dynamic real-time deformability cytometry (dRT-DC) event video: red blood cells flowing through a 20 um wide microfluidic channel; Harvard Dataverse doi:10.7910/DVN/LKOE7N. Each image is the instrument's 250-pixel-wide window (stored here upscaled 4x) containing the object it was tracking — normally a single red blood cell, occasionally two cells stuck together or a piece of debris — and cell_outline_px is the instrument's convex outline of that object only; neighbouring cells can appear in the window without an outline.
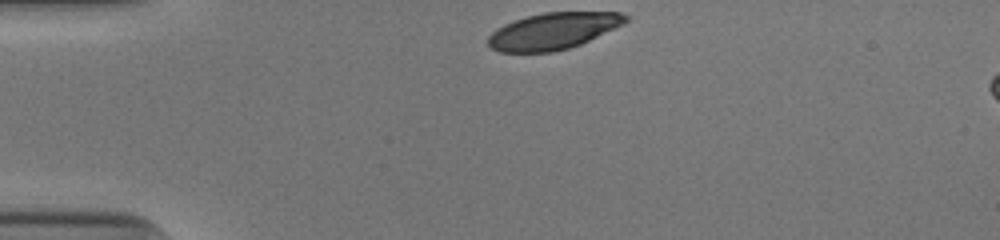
{"species": "human", "species_latin": "Homo sapiens", "temperature_condition": "cold", "stored_images_in_passage": 31, "camera_frame_rate_fps": 3000, "um_per_image_px": 0.085, "donor": {"sex": "male"}, "frame": {"image": 1, "passage_image": 1, "time_ms": 0.0, "image_size_px": [1000, 240], "cell_outline_px": [[628, 20], [624, 24], [580, 44], [568, 48], [552, 52], [500, 52], [492, 48], [488, 44], [488, 36], [496, 28], [504, 24], [528, 16], [544, 12], [620, 12], [628, 16]], "centroid_in_image_um": [47.02, 2.63], "position_along_channel_um": 38.0, "area_um2": 29.13}}
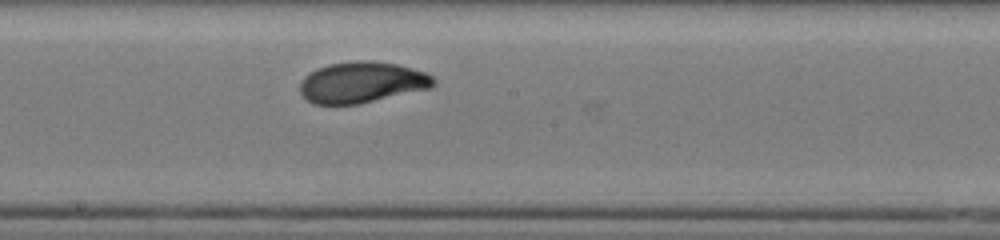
{"frame": {"image": 2, "passage_image": 18, "time_ms": 5.667, "image_size_px": [1000, 240], "cell_outline_px": [[436, 84], [432, 88], [360, 104], [312, 104], [300, 92], [300, 80], [304, 76], [316, 68], [328, 64], [356, 60], [368, 60], [396, 64], [412, 68], [424, 72], [432, 76], [436, 80]], "centroid_in_image_um": [30.77, 7.0], "position_along_channel_um": 217.4, "area_um2": 32.25}}
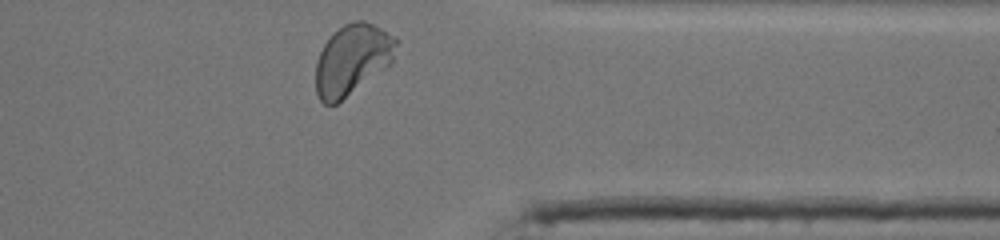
{"frame": {"image": 3, "passage_image": 31, "time_ms": 10.0, "image_size_px": [1000, 240], "cell_outline_px": [[400, 40], [392, 64], [336, 104], [324, 104], [320, 100], [316, 92], [316, 60], [324, 44], [332, 32], [344, 24], [356, 20], [364, 20], [396, 36]], "centroid_in_image_um": [29.97, 5.04], "position_along_channel_um": 381.4, "area_um2": 33.47}, "authors_computed_cell_mechanics": {"area_um2": 31.3276, "velocity_mm_per_s": 3.9323, "shape_relaxation_time_tau1_ms": 2.7008, "shape_relaxation_time_tau2_ms": null, "deformation_change_tau1": 0.1191, "deformation_change_tau2": null}}